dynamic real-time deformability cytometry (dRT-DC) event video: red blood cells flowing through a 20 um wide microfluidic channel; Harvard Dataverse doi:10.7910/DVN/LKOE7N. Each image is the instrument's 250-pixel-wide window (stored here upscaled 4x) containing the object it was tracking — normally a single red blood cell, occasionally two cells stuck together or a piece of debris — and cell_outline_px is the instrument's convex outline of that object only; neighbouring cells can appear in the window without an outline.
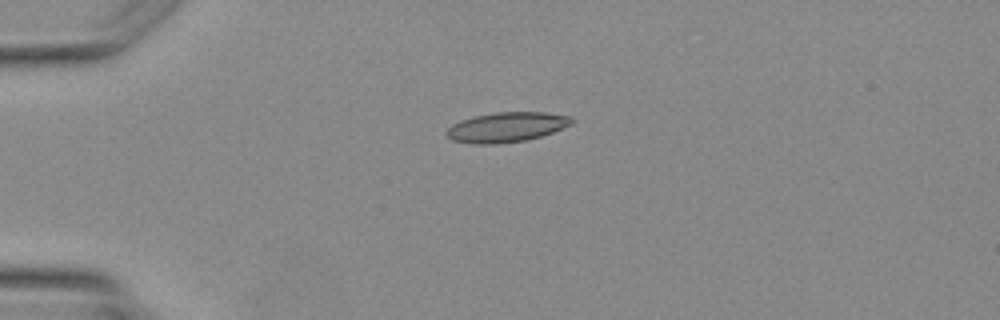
{"species": "Egyptian fruit bat (a non-hibernating species)", "species_latin": "Rousettus aegyptiacus", "temperature_condition": "warm", "stored_images_in_passage": 2, "camera_frame_rate_fps": 3000, "um_per_image_px": 0.085, "animal": {"sex": "female"}, "frame": {"image": 1, "passage_image": 1, "time_ms": 0.0, "image_size_px": [1000, 320], "cell_outline_px": [[572, 124], [552, 132], [528, 140], [496, 144], [472, 144], [452, 140], [444, 132], [452, 124], [460, 120], [476, 116], [496, 112], [544, 112], [572, 116]], "centroid_in_image_um": [43.04, 10.81], "position_along_channel_um": 42.0, "area_um2": 21.79}}
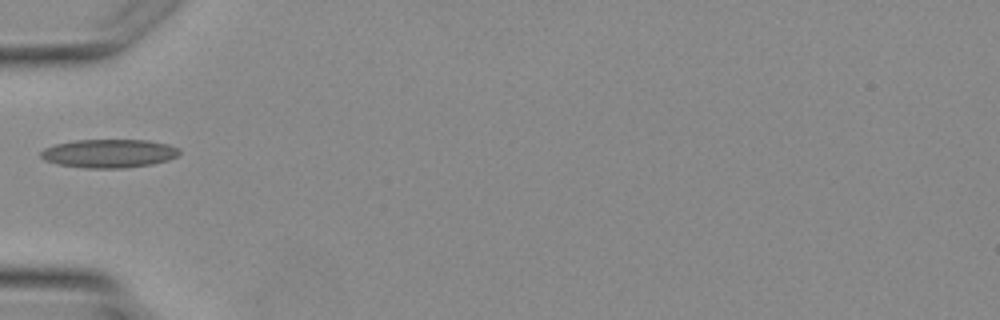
{"frame": {"image": 2, "passage_image": 2, "time_ms": 1.333, "image_size_px": [1000, 320], "cell_outline_px": [[180, 152], [176, 156], [168, 160], [152, 164], [124, 168], [84, 168], [56, 164], [44, 160], [40, 156], [40, 152], [44, 148], [56, 144], [76, 140], [148, 140], [168, 144], [180, 148]], "centroid_in_image_um": [9.25, 13.04], "position_along_channel_um": 75.7, "area_um2": 23.12}}